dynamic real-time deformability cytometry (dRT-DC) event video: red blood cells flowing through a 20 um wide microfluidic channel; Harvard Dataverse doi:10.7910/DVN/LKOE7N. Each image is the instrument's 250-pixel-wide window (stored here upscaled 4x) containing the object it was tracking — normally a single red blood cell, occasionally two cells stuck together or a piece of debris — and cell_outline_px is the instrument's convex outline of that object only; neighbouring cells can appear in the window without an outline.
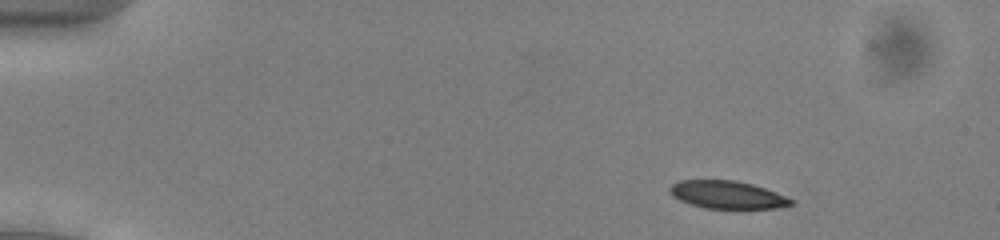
{"species": "common noctule bat (a hibernating species)", "species_latin": "Nyctalus noctula", "temperature_condition": "cold", "stored_images_in_passage": 50, "camera_frame_rate_fps": 3000, "um_per_image_px": 0.085, "animal": {"sex": "male", "body_mass_g": 13.0, "forearm_length_mm": 53.1}, "frame": {"image": 1, "passage_image": 4, "time_ms": 1.0, "image_size_px": [1000, 240], "cell_outline_px": [[796, 204], [776, 208], [740, 212], [704, 208], [680, 200], [672, 196], [668, 192], [668, 188], [672, 184], [680, 180], [736, 180], [752, 184], [764, 188], [796, 200]], "centroid_in_image_um": [61.88, 16.61], "position_along_channel_um": 23.1, "area_um2": 20.69}}
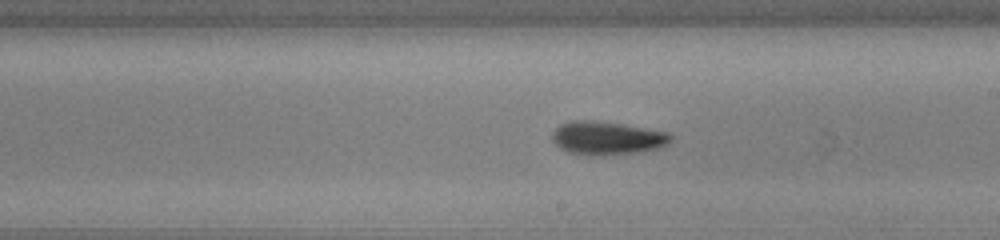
{"frame": {"image": 2, "passage_image": 28, "time_ms": 9.0, "image_size_px": [1000, 240], "cell_outline_px": [[672, 140], [668, 144], [660, 148], [640, 152], [600, 156], [568, 152], [560, 148], [552, 140], [552, 132], [560, 124], [572, 120], [588, 120], [624, 124], [668, 132], [672, 136]], "centroid_in_image_um": [51.62, 11.74], "position_along_channel_um": 237.4, "area_um2": 23.18}}
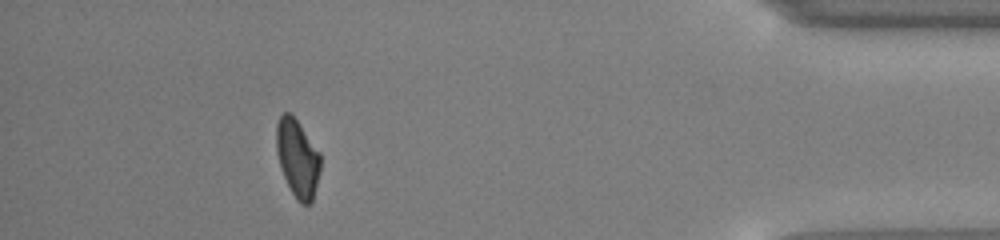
{"frame": {"image": 3, "passage_image": 45, "time_ms": 14.667, "image_size_px": [1000, 240], "cell_outline_px": [[320, 168], [312, 200], [308, 204], [300, 204], [296, 200], [280, 168], [276, 152], [276, 124], [280, 116], [284, 112], [288, 112], [296, 120], [320, 152]], "centroid_in_image_um": [25.27, 13.45], "position_along_channel_um": 409.9, "area_um2": 19.71}, "authors_computed_cell_mechanics": {"area_um2": 21.5016, "velocity_mm_per_s": 3.9055, "shape_relaxation_time_tau1_ms": 7.4891, "shape_relaxation_time_tau2_ms": null, "deformation_change_tau1": 0.1817, "deformation_change_tau2": null}}